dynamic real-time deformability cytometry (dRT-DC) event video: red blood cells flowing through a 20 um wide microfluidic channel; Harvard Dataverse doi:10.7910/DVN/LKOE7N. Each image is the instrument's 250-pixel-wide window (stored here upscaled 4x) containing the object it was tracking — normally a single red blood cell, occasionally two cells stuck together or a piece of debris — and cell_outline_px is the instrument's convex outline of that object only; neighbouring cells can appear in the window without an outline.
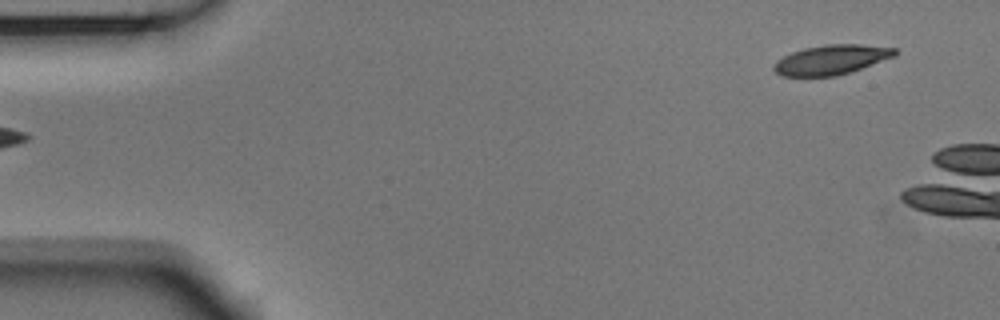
{"species": "Egyptian fruit bat (a non-hibernating species)", "species_latin": "Rousettus aegyptiacus", "temperature_condition": "room temperature", "stored_images_in_passage": 10, "camera_frame_rate_fps": 3000, "um_per_image_px": 0.085, "animal": {"sex": "male"}, "frame": {"image": 1, "passage_image": 1, "time_ms": 0.0, "image_size_px": [1000, 320], "cell_outline_px": [[896, 56], [836, 76], [780, 76], [772, 68], [776, 60], [792, 52], [804, 48], [828, 44], [860, 44], [896, 48]], "centroid_in_image_um": [70.63, 5.07], "position_along_channel_um": 14.4, "area_um2": 20.75}}